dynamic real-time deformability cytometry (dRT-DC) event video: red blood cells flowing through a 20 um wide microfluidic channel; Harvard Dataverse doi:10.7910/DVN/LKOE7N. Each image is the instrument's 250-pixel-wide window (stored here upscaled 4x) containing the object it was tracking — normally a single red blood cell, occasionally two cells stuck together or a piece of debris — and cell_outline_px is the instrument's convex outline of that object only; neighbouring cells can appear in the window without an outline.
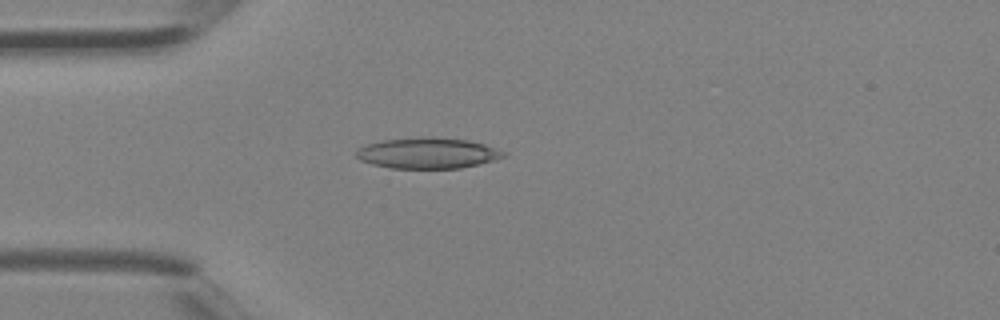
{"species": "Egyptian fruit bat (a non-hibernating species)", "species_latin": "Rousettus aegyptiacus", "temperature_condition": "room temperature", "stored_images_in_passage": 2, "camera_frame_rate_fps": 3000, "um_per_image_px": 0.085, "animal": {"sex": "female"}, "frame": {"image": 1, "passage_image": 2, "time_ms": 0.333, "image_size_px": [1000, 320], "cell_outline_px": [[508, 152], [504, 156], [480, 164], [460, 168], [388, 168], [372, 164], [360, 160], [356, 156], [356, 152], [360, 148], [368, 144], [384, 140], [468, 140], [484, 144]], "centroid_in_image_um": [36.37, 13.07], "position_along_channel_um": 48.6, "area_um2": 25.14}}